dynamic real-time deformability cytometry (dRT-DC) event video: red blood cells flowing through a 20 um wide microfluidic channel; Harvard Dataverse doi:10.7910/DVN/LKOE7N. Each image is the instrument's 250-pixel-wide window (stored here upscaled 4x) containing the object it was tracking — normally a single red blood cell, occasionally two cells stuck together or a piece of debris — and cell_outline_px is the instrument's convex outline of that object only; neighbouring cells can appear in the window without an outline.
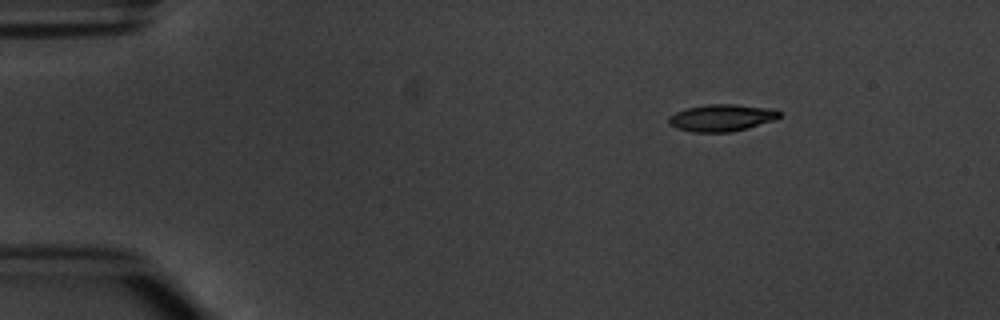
{"species": "common noctule bat (a hibernating species)", "species_latin": "Nyctalus noctula", "temperature_condition": "warm", "stored_images_in_passage": 6, "camera_frame_rate_fps": 3000, "um_per_image_px": 0.085, "animal": {"sex": "male", "body_mass_g": 20.1, "forearm_length_mm": 53.5}, "frame": {"image": 1, "passage_image": 1, "time_ms": 0.0, "image_size_px": [1000, 320], "cell_outline_px": [[780, 116], [776, 120], [748, 128], [732, 132], [692, 132], [676, 128], [668, 124], [668, 116], [676, 112], [688, 108], [708, 104], [736, 104], [772, 108], [780, 112]], "centroid_in_image_um": [61.35, 10.01], "position_along_channel_um": 23.7, "area_um2": 17.57}}
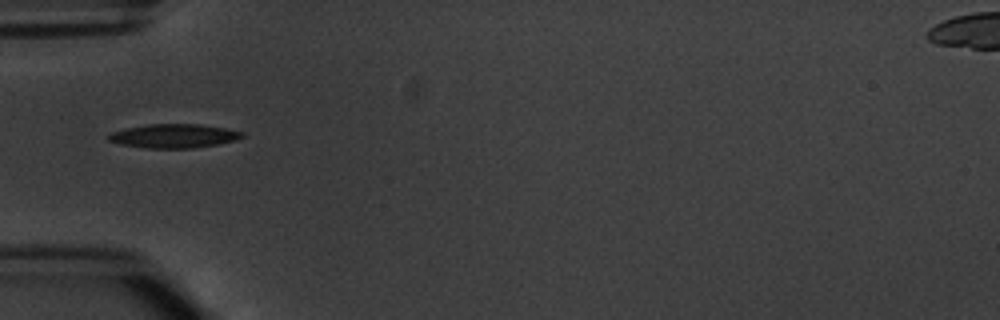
{"frame": {"image": 2, "passage_image": 3, "time_ms": 3.333, "image_size_px": [1000, 320], "cell_outline_px": [[244, 136], [236, 140], [216, 144], [192, 148], [144, 148], [120, 144], [108, 140], [108, 136], [112, 132], [128, 128], [148, 124], [200, 124], [224, 128], [244, 132]], "centroid_in_image_um": [14.79, 11.56], "position_along_channel_um": 70.2, "area_um2": 18.44}}
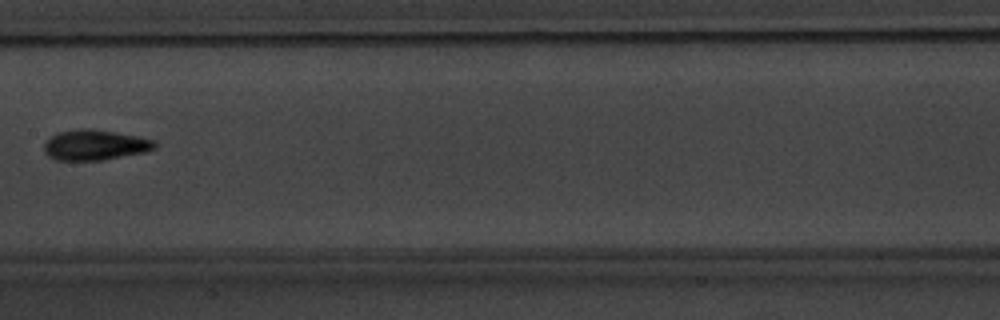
{"frame": {"image": 3, "passage_image": 6, "time_ms": 6.667, "image_size_px": [1000, 320], "cell_outline_px": [[156, 148], [144, 152], [100, 160], [56, 160], [48, 156], [44, 152], [44, 144], [56, 132], [80, 128], [92, 128], [140, 136], [156, 140]], "centroid_in_image_um": [8.08, 12.3], "position_along_channel_um": 199.3, "area_um2": 19.71}}